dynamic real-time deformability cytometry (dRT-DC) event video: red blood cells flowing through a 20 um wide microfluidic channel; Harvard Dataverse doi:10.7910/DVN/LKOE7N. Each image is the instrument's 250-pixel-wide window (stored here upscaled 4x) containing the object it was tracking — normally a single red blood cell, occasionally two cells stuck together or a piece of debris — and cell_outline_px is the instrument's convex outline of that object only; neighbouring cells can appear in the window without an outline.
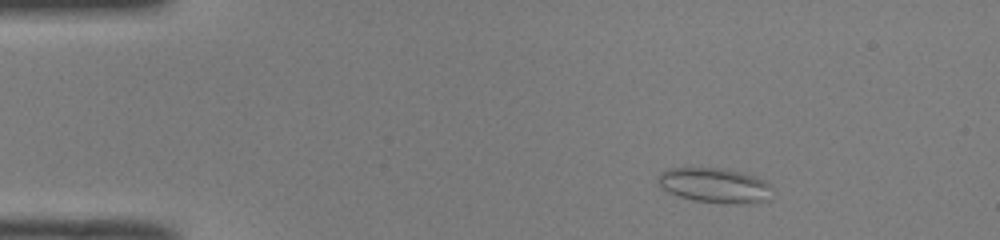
{"species": "common noctule bat (a hibernating species)", "species_latin": "Nyctalus noctula", "temperature_condition": "room temperature", "stored_images_in_passage": 44, "camera_frame_rate_fps": 3000, "um_per_image_px": 0.085, "animal": {"sex": "male", "body_mass_g": 19.0, "forearm_length_mm": 50.8}, "frame": {"image": 1, "passage_image": 1, "time_ms": 0.0, "image_size_px": [1000, 240], "cell_outline_px": [[768, 200], [692, 200], [668, 192], [660, 184], [660, 176], [668, 168], [720, 168], [744, 172], [764, 180], [768, 184]], "centroid_in_image_um": [60.68, 15.68], "position_along_channel_um": 24.3, "area_um2": 21.44}}
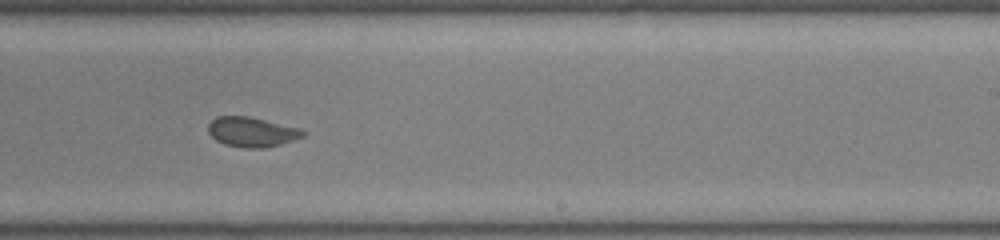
{"frame": {"image": 2, "passage_image": 25, "time_ms": 8.0, "image_size_px": [1000, 240], "cell_outline_px": [[304, 136], [280, 144], [264, 148], [244, 148], [224, 144], [216, 140], [208, 132], [208, 124], [216, 116], [248, 116], [300, 128], [304, 132]], "centroid_in_image_um": [21.37, 11.21], "position_along_channel_um": 267.6, "area_um2": 16.36}}
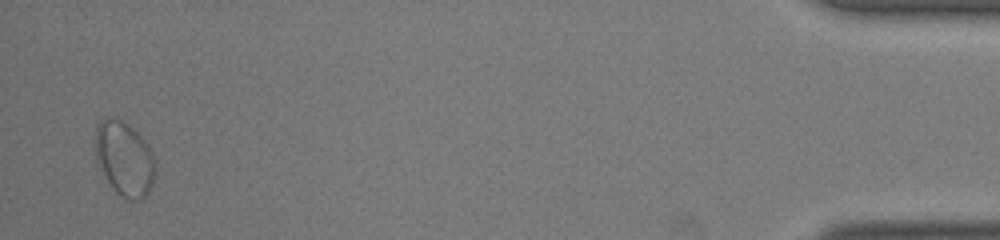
{"frame": {"image": 3, "passage_image": 43, "time_ms": 14.0, "image_size_px": [1000, 240], "cell_outline_px": [[156, 172], [152, 184], [148, 192], [140, 200], [128, 200], [120, 196], [116, 192], [108, 180], [96, 160], [96, 128], [100, 120], [108, 116], [116, 116], [128, 124], [148, 144], [156, 160]], "centroid_in_image_um": [10.6, 13.46], "position_along_channel_um": 424.6, "area_um2": 26.13}, "authors_computed_cell_mechanics": {"area_um2": 17.3689, "velocity_mm_per_s": 3.9898, "shape_relaxation_time_tau1_ms": null, "shape_relaxation_time_tau2_ms": 0.386, "deformation_change_tau1": null, "deformation_change_tau2": 0.0567}}